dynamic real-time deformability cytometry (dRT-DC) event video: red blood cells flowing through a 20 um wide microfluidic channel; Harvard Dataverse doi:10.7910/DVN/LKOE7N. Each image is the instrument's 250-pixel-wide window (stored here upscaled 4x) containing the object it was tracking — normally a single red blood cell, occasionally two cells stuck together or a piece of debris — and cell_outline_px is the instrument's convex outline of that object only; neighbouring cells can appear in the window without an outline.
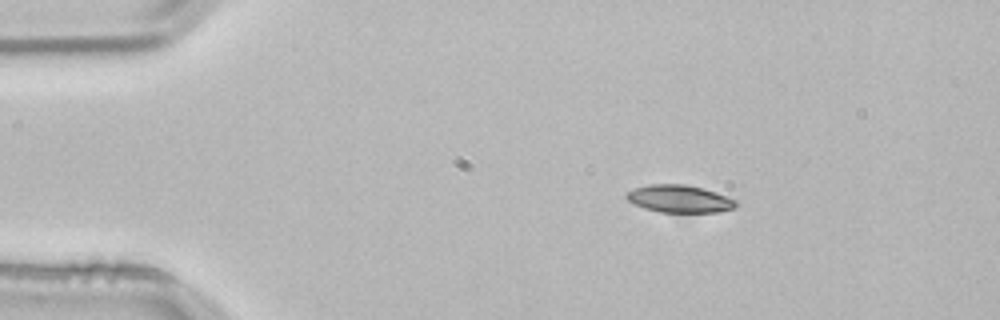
{"species": "common noctule bat (a hibernating species)", "species_latin": "Nyctalus noctula", "temperature_condition": "room temperature", "stored_images_in_passage": 2, "camera_frame_rate_fps": 3000, "um_per_image_px": 0.085, "animal": {"sex": "male", "body_mass_g": 21.5, "forearm_length_mm": 52.0}, "frame": {"image": 1, "passage_image": 1, "time_ms": 0.0, "image_size_px": [1000, 320], "cell_outline_px": [[736, 208], [716, 212], [660, 212], [644, 208], [628, 200], [624, 196], [628, 192], [636, 188], [652, 184], [684, 184], [700, 188], [736, 200]], "centroid_in_image_um": [57.73, 16.91], "position_along_channel_um": 27.3, "area_um2": 17.11}}